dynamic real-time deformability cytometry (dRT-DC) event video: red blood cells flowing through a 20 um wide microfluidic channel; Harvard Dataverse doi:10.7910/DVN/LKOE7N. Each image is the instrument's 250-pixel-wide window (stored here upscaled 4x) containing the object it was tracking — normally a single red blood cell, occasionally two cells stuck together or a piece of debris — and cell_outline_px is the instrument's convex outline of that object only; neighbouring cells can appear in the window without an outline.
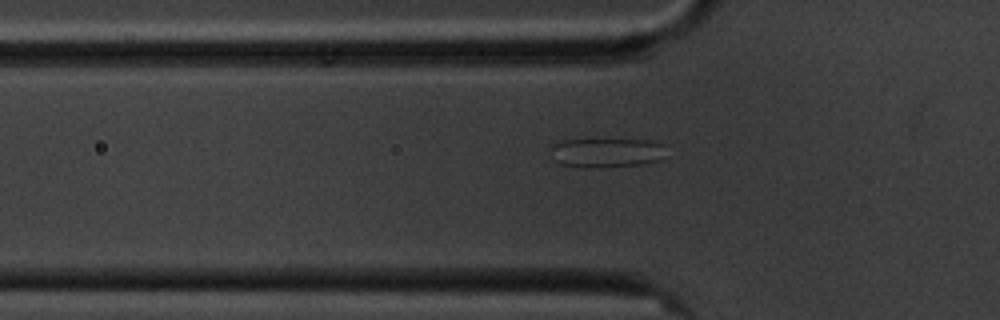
{"species": "common noctule bat (a hibernating species)", "species_latin": "Nyctalus noctula", "temperature_condition": "cold", "stored_images_in_passage": 7, "camera_frame_rate_fps": 3000, "um_per_image_px": 0.085, "animal": {"sex": "male", "body_mass_g": 20.1, "forearm_length_mm": 53.5}, "frame": {"image": 1, "passage_image": 7, "time_ms": 8.0, "image_size_px": [1000, 320], "cell_outline_px": [[664, 160], [640, 164], [600, 168], [580, 168], [560, 164], [552, 160], [548, 148], [548, 144], [564, 140], [652, 140], [664, 144]], "centroid_in_image_um": [51.48, 12.99], "position_along_channel_um": 74.3, "area_um2": 20.4}}